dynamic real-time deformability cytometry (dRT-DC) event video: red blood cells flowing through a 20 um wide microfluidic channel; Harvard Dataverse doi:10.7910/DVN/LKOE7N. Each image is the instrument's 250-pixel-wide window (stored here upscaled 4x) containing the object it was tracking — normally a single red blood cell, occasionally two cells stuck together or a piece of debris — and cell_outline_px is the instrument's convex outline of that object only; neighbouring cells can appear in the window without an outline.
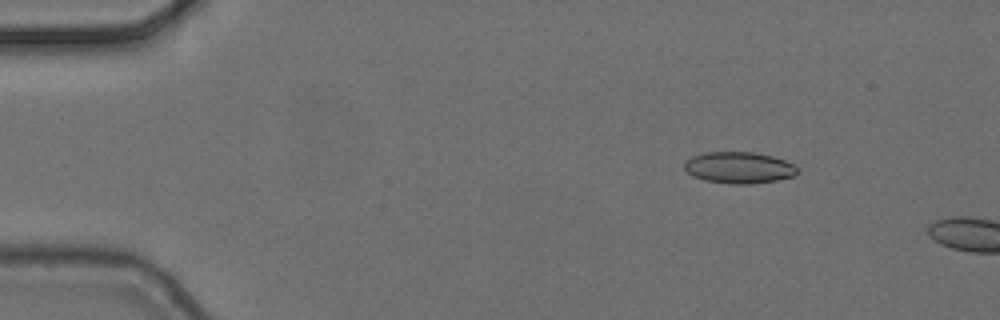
{"species": "common noctule bat (a hibernating species)", "species_latin": "Nyctalus noctula", "temperature_condition": "cold", "stored_images_in_passage": 3, "camera_frame_rate_fps": 3000, "um_per_image_px": 0.085, "animal": {"sex": "female", "body_mass_g": 24.6, "forearm_length_mm": 56.2}, "frame": {"image": 1, "passage_image": 2, "time_ms": 0.333, "image_size_px": [1000, 320], "cell_outline_px": [[800, 172], [796, 176], [776, 180], [748, 184], [732, 184], [704, 180], [692, 176], [684, 168], [684, 160], [692, 156], [704, 152], [752, 152], [772, 156], [784, 160], [800, 168]], "centroid_in_image_um": [62.82, 14.25], "position_along_channel_um": 22.2, "area_um2": 20.92}}